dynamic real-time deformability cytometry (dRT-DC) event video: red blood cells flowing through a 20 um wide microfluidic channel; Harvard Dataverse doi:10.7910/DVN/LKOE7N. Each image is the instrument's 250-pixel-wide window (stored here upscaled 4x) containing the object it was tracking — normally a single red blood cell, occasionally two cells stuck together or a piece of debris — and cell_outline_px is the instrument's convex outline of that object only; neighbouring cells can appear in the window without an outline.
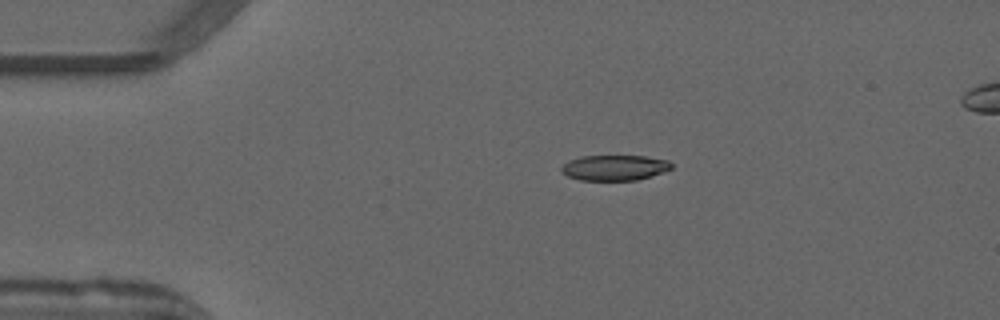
{"species": "common noctule bat (a hibernating species)", "species_latin": "Nyctalus noctula", "temperature_condition": "warm", "stored_images_in_passage": 42, "camera_frame_rate_fps": 3000, "um_per_image_px": 0.085, "animal": {"sex": "male", "forearm_length_mm": 52.5}, "frame": {"image": 1, "passage_image": 1, "time_ms": 0.0, "image_size_px": [1000, 320], "cell_outline_px": [[672, 168], [652, 176], [636, 180], [580, 180], [568, 176], [560, 172], [560, 168], [568, 160], [580, 156], [644, 156], [668, 160], [672, 164]], "centroid_in_image_um": [52.21, 14.25], "position_along_channel_um": 32.8, "area_um2": 16.36}}
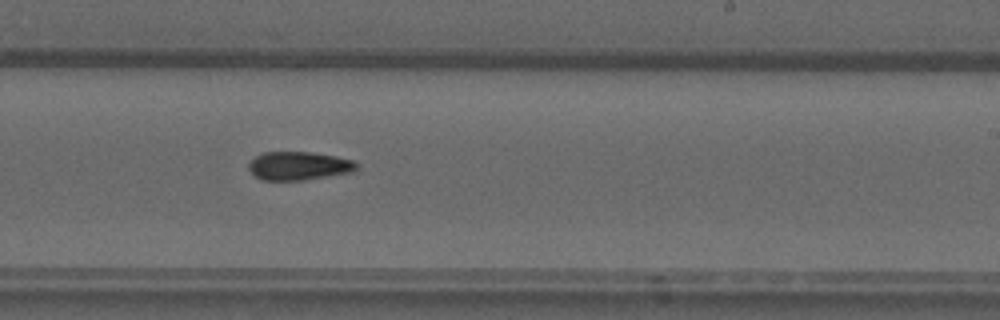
{"frame": {"image": 2, "passage_image": 22, "time_ms": 7.0, "image_size_px": [1000, 320], "cell_outline_px": [[356, 172], [304, 180], [260, 180], [248, 168], [248, 164], [256, 156], [264, 152], [308, 152], [336, 156], [352, 160], [356, 164]], "centroid_in_image_um": [25.41, 14.11], "position_along_channel_um": 263.6, "area_um2": 17.86}}
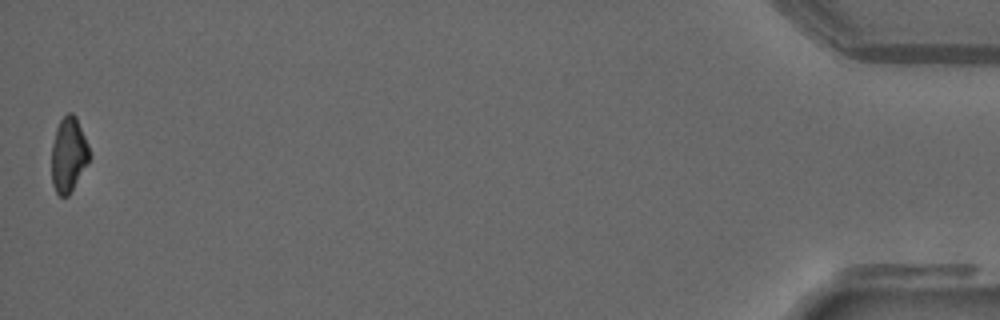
{"frame": {"image": 3, "passage_image": 42, "time_ms": 13.667, "image_size_px": [1000, 320], "cell_outline_px": [[92, 156], [68, 196], [60, 196], [56, 192], [52, 184], [52, 144], [56, 128], [60, 120], [68, 112], [72, 112], [76, 116], [88, 144]], "centroid_in_image_um": [5.84, 13.13], "position_along_channel_um": 429.4, "area_um2": 16.53}, "authors_computed_cell_mechanics": {"area_um2": 17.8602, "velocity_mm_per_s": 3.9595, "shape_relaxation_time_tau1_ms": 8.5972, "shape_relaxation_time_tau2_ms": 8.7747, "deformation_change_tau1": 0.2208, "deformation_change_tau2": 0.1594}}